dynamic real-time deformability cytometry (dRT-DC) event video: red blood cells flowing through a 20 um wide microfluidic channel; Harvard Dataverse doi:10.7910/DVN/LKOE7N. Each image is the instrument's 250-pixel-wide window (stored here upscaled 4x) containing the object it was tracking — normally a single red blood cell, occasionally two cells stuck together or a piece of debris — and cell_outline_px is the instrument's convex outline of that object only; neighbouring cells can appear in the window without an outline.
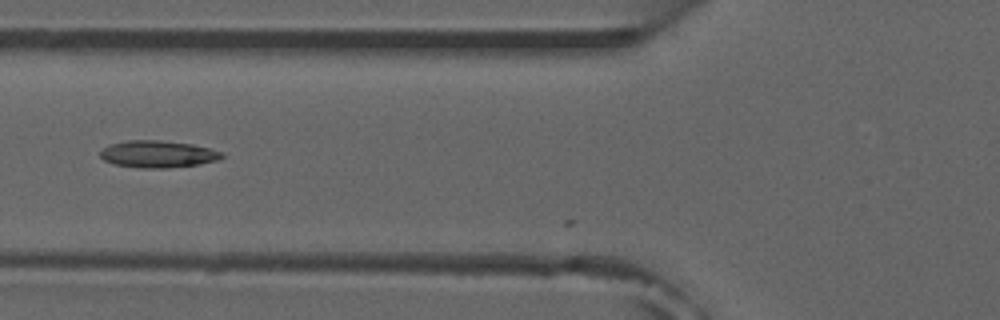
{"species": "common noctule bat (a hibernating species)", "species_latin": "Nyctalus noctula", "temperature_condition": "room temperature", "stored_images_in_passage": 20, "camera_frame_rate_fps": 3000, "um_per_image_px": 0.085, "animal": {"sex": "male", "forearm_length_mm": 52.5}, "frame": {"image": 1, "passage_image": 19, "time_ms": 6.0, "image_size_px": [1000, 320], "cell_outline_px": [[224, 156], [216, 160], [200, 164], [168, 168], [140, 168], [116, 164], [104, 160], [100, 156], [100, 152], [108, 144], [128, 140], [160, 140], [192, 144], [224, 152]], "centroid_in_image_um": [13.42, 13.09], "position_along_channel_um": 112.4, "area_um2": 19.13}}